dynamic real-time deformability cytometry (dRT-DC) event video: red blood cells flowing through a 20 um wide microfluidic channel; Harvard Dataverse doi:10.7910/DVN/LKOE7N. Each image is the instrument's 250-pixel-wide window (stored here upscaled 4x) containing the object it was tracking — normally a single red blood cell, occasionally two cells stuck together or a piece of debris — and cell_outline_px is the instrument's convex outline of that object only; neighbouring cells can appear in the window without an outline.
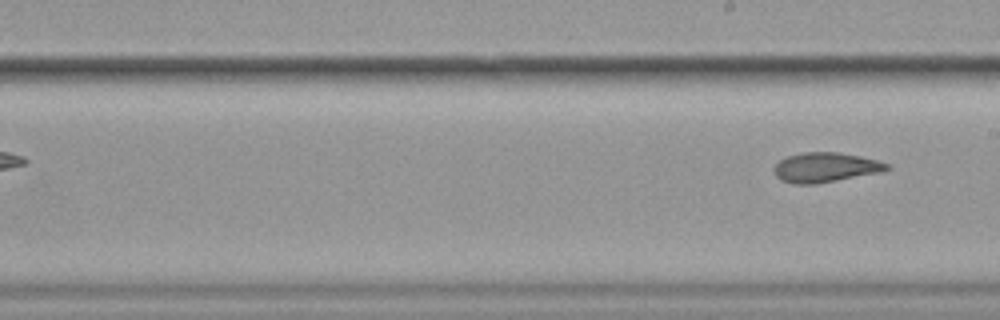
{"species": "common noctule bat (a hibernating species)", "species_latin": "Nyctalus noctula", "temperature_condition": "cold", "stored_images_in_passage": 6, "segment_of_instrument_passage": [2, 2], "camera_frame_rate_fps": 3000, "um_per_image_px": 0.085, "animal": {"sex": "female", "body_mass_g": 19.9}, "frame": {"image": 1, "passage_image": 6, "time_ms": 1.667, "image_size_px": [1000, 320], "cell_outline_px": [[892, 168], [880, 172], [816, 184], [792, 184], [780, 180], [776, 176], [772, 168], [784, 156], [804, 152], [840, 152], [860, 156], [892, 164]], "centroid_in_image_um": [70.14, 14.22], "position_along_channel_um": 218.9, "area_um2": 19.77}}